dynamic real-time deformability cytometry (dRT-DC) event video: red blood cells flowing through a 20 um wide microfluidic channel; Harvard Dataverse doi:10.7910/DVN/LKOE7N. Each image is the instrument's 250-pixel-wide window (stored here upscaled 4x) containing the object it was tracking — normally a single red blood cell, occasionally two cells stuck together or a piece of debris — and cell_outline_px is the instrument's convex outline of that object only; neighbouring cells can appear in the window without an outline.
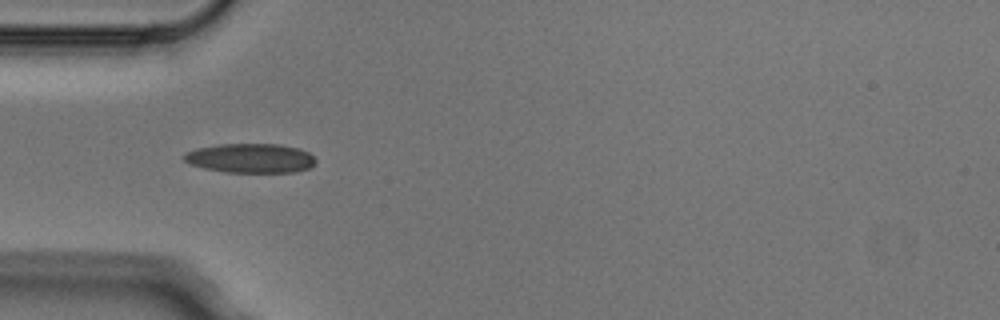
{"species": "Egyptian fruit bat (a non-hibernating species)", "species_latin": "Rousettus aegyptiacus", "temperature_condition": "cold", "stored_images_in_passage": 3, "camera_frame_rate_fps": 3000, "um_per_image_px": 0.085, "animal": {"sex": "male"}, "frame": {"image": 1, "passage_image": 1, "time_ms": 0.0, "image_size_px": [1000, 320], "cell_outline_px": [[316, 160], [308, 168], [296, 172], [224, 172], [204, 168], [192, 164], [184, 160], [180, 156], [196, 148], [220, 144], [280, 144], [300, 148], [308, 152]], "centroid_in_image_um": [21.28, 13.44], "position_along_channel_um": 63.7, "area_um2": 22.48}}
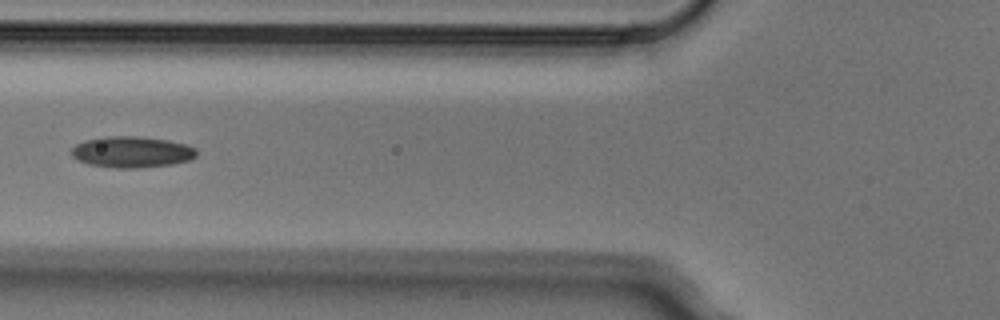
{"frame": {"image": 2, "passage_image": 2, "time_ms": 0.333, "image_size_px": [1000, 320], "cell_outline_px": [[196, 156], [192, 160], [172, 164], [136, 168], [116, 168], [88, 164], [76, 160], [72, 156], [72, 148], [76, 144], [84, 140], [104, 136], [136, 136], [168, 140], [184, 144], [196, 148]], "centroid_in_image_um": [11.19, 12.92], "position_along_channel_um": 114.6, "area_um2": 22.83}}
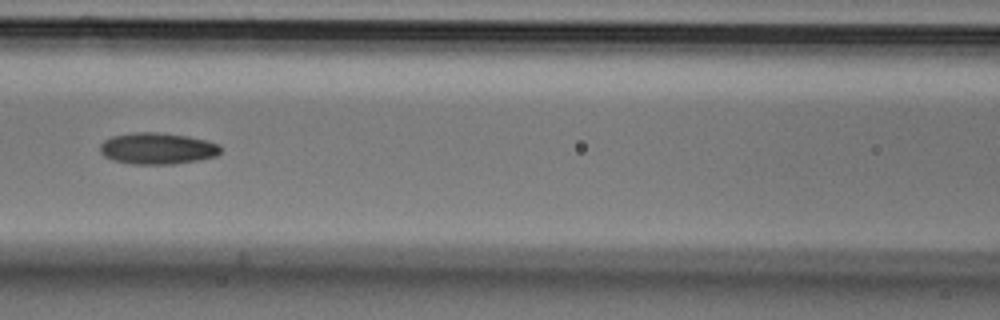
{"frame": {"image": 3, "passage_image": 3, "time_ms": 0.667, "image_size_px": [1000, 320], "cell_outline_px": [[220, 152], [216, 156], [200, 160], [172, 164], [132, 164], [112, 160], [104, 156], [100, 152], [100, 144], [104, 140], [112, 136], [136, 132], [156, 132], [188, 136], [208, 140], [220, 144]], "centroid_in_image_um": [13.38, 12.62], "position_along_channel_um": 153.2, "area_um2": 22.25}}